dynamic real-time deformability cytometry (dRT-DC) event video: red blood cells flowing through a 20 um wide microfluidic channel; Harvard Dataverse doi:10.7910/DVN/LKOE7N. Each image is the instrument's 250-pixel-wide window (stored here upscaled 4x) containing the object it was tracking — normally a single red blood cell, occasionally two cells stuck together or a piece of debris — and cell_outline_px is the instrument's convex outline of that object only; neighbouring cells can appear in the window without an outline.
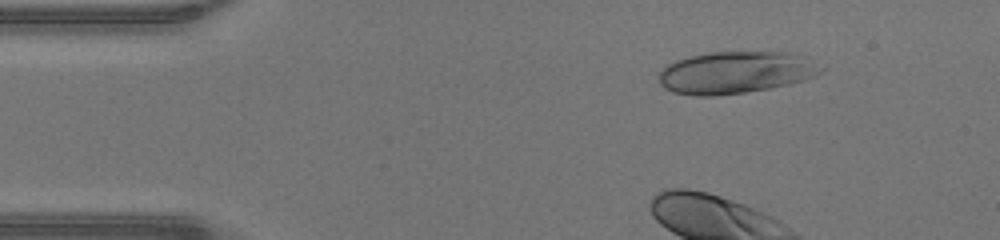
{"species": "human", "species_latin": "Homo sapiens", "temperature_condition": "warm", "stored_images_in_passage": 36, "camera_frame_rate_fps": 3000, "um_per_image_px": 0.085, "donor": {"sex": "male"}, "frame": {"image": 1, "passage_image": 6, "time_ms": 1.667, "image_size_px": [1000, 240], "cell_outline_px": [[824, 68], [816, 76], [804, 80], [788, 84], [768, 88], [744, 92], [712, 96], [696, 96], [672, 92], [664, 88], [660, 84], [660, 72], [668, 64], [676, 60], [688, 56], [708, 52], [784, 52], [804, 56]], "centroid_in_image_um": [62.51, 6.16], "position_along_channel_um": 22.5, "area_um2": 39.59}}